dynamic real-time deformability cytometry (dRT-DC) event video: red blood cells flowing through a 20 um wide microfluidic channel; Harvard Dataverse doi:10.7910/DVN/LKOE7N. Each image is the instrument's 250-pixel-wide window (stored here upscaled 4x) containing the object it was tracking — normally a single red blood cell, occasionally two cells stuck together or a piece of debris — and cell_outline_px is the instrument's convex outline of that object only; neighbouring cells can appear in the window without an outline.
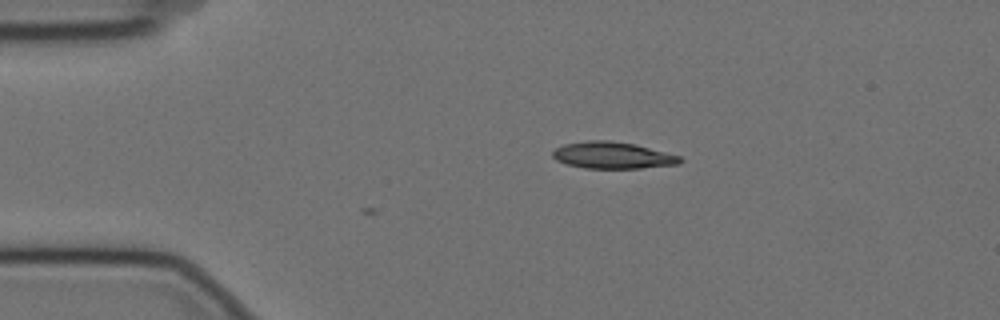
{"species": "Egyptian fruit bat (a non-hibernating species)", "species_latin": "Rousettus aegyptiacus", "temperature_condition": "cold", "stored_images_in_passage": 5, "camera_frame_rate_fps": 3000, "um_per_image_px": 0.085, "animal": {"sex": "female"}, "frame": {"image": 1, "passage_image": 5, "time_ms": 1.333, "image_size_px": [1000, 320], "cell_outline_px": [[684, 160], [680, 164], [640, 168], [584, 168], [568, 164], [556, 160], [552, 156], [552, 152], [556, 148], [564, 144], [588, 140], [608, 140], [636, 144], [680, 156]], "centroid_in_image_um": [52.08, 13.2], "position_along_channel_um": 32.9, "area_um2": 19.83}}